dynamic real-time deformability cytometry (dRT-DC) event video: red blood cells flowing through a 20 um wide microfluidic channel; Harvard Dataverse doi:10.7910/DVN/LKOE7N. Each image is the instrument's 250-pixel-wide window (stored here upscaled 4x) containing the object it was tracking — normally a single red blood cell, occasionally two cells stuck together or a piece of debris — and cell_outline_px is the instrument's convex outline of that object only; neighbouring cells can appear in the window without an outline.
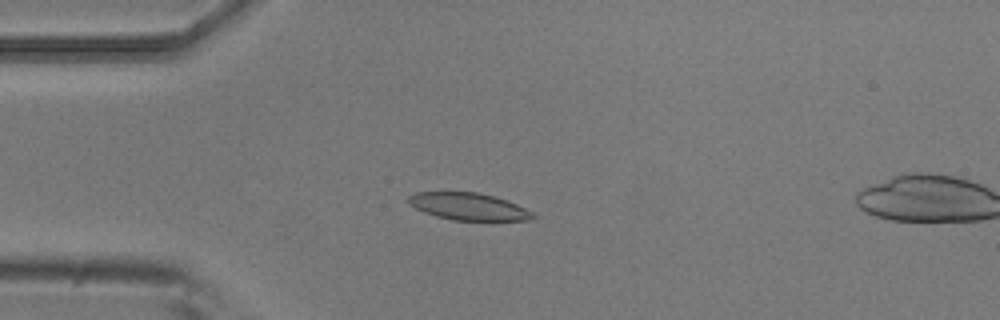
{"species": "common noctule bat (a hibernating species)", "species_latin": "Nyctalus noctula", "temperature_condition": "room temperature", "stored_images_in_passage": 4, "camera_frame_rate_fps": 3000, "um_per_image_px": 0.085, "animal": {"sex": "male", "body_mass_g": 20.5, "forearm_length_mm": 52.5}, "frame": {"image": 1, "passage_image": 3, "time_ms": 0.667, "image_size_px": [1000, 320], "cell_outline_px": [[536, 216], [532, 220], [452, 220], [436, 216], [424, 212], [408, 204], [404, 200], [408, 196], [416, 192], [476, 192], [496, 196], [516, 204], [532, 212]], "centroid_in_image_um": [39.78, 17.55], "position_along_channel_um": 45.2, "area_um2": 19.77}}